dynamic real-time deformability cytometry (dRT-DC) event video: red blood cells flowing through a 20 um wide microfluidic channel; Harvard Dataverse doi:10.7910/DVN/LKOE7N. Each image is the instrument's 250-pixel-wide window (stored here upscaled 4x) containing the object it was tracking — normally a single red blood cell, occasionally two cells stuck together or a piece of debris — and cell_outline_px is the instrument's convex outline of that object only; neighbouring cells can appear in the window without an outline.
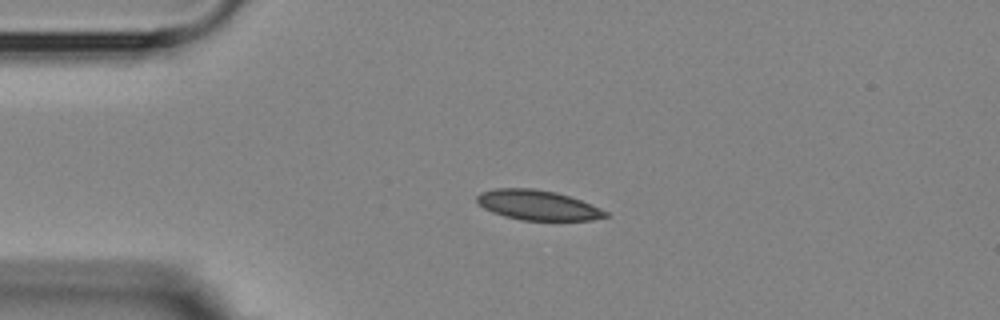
{"species": "Egyptian fruit bat (a non-hibernating species)", "species_latin": "Rousettus aegyptiacus", "temperature_condition": "room temperature", "stored_images_in_passage": 4, "camera_frame_rate_fps": 3000, "um_per_image_px": 0.085, "animal": {"sex": "female"}, "frame": {"image": 1, "passage_image": 1, "time_ms": 0.0, "image_size_px": [1000, 320], "cell_outline_px": [[608, 216], [592, 220], [520, 220], [504, 216], [492, 212], [484, 208], [476, 200], [476, 196], [480, 192], [496, 188], [532, 188], [556, 192], [592, 204], [608, 212]], "centroid_in_image_um": [45.69, 17.43], "position_along_channel_um": 39.3, "area_um2": 22.37}}
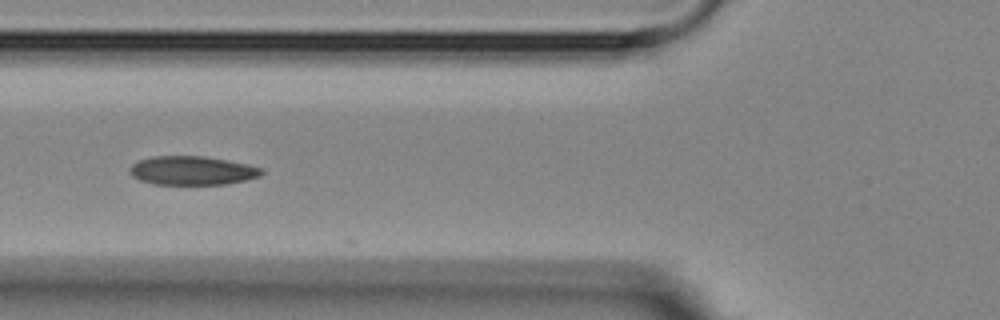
{"frame": {"image": 2, "passage_image": 3, "time_ms": 2.667, "image_size_px": [1000, 320], "cell_outline_px": [[264, 172], [260, 176], [244, 180], [224, 184], [152, 184], [140, 180], [132, 176], [128, 172], [128, 168], [132, 164], [140, 160], [152, 156], [204, 156], [248, 164], [264, 168]], "centroid_in_image_um": [16.32, 14.49], "position_along_channel_um": 109.5, "area_um2": 22.2}}
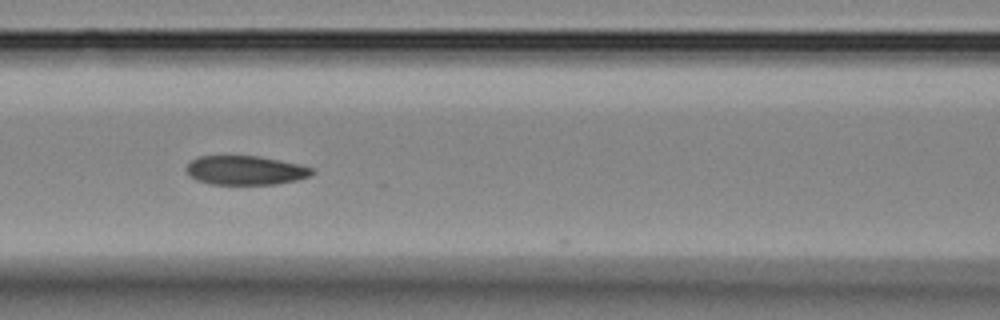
{"frame": {"image": 3, "passage_image": 4, "time_ms": 3.667, "image_size_px": [1000, 320], "cell_outline_px": [[316, 172], [312, 176], [296, 180], [276, 184], [212, 184], [196, 180], [184, 168], [196, 156], [260, 156], [300, 164], [312, 168]], "centroid_in_image_um": [20.9, 14.47], "position_along_channel_um": 145.7, "area_um2": 21.39}}